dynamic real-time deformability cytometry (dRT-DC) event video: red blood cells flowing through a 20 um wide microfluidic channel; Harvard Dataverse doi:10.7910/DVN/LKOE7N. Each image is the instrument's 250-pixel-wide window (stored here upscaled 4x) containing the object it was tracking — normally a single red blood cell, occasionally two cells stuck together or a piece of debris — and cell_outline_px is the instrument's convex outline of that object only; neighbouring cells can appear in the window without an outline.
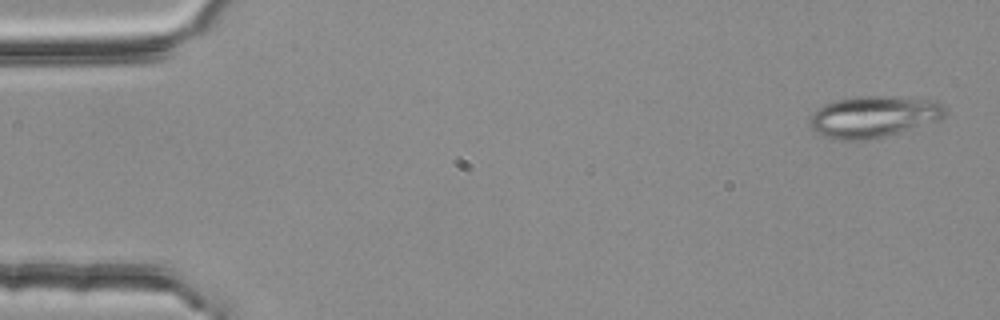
{"species": "common noctule bat (a hibernating species)", "species_latin": "Nyctalus noctula", "temperature_condition": "room temperature", "stored_images_in_passage": 5, "camera_frame_rate_fps": 3000, "um_per_image_px": 0.085, "animal": {"sex": "female", "body_mass_g": 25.1}, "frame": {"image": 1, "passage_image": 1, "time_ms": 0.0, "image_size_px": [1000, 320], "cell_outline_px": [[944, 116], [940, 120], [884, 136], [864, 140], [840, 140], [824, 136], [812, 128], [808, 124], [808, 120], [812, 112], [816, 108], [824, 104], [836, 100], [856, 96], [888, 96], [936, 100], [944, 108]], "centroid_in_image_um": [74.2, 9.9], "position_along_channel_um": 10.8, "area_um2": 32.6}}